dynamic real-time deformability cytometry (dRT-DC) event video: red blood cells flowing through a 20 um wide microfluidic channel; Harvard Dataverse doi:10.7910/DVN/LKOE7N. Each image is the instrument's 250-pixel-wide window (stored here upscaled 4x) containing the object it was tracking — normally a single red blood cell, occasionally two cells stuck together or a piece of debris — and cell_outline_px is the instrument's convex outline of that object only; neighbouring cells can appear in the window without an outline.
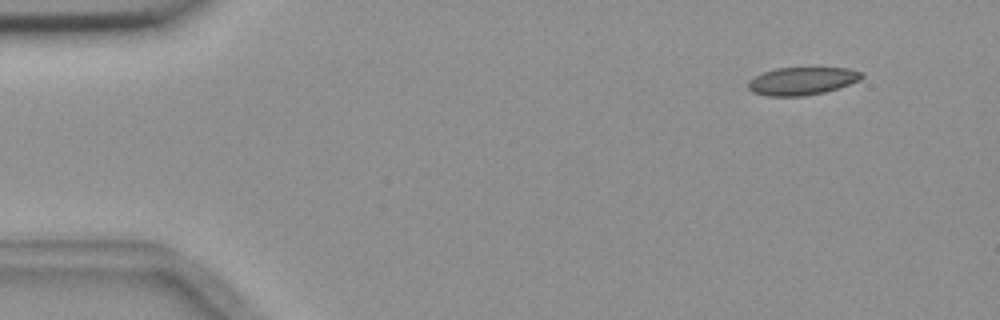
{"species": "common noctule bat (a hibernating species)", "species_latin": "Nyctalus noctula", "temperature_condition": "room temperature", "stored_images_in_passage": 3, "segment_of_instrument_passage": [2, 2], "camera_frame_rate_fps": 3000, "um_per_image_px": 0.085, "animal": {"sex": "female", "body_mass_g": 18.4}, "frame": {"image": 1, "passage_image": 3, "time_ms": 3.333, "image_size_px": [1000, 320], "cell_outline_px": [[864, 76], [860, 80], [824, 92], [804, 96], [768, 96], [752, 92], [748, 88], [748, 80], [764, 72], [776, 68], [848, 68], [864, 72]], "centroid_in_image_um": [68.17, 6.88], "position_along_channel_um": 16.8, "area_um2": 18.32}}